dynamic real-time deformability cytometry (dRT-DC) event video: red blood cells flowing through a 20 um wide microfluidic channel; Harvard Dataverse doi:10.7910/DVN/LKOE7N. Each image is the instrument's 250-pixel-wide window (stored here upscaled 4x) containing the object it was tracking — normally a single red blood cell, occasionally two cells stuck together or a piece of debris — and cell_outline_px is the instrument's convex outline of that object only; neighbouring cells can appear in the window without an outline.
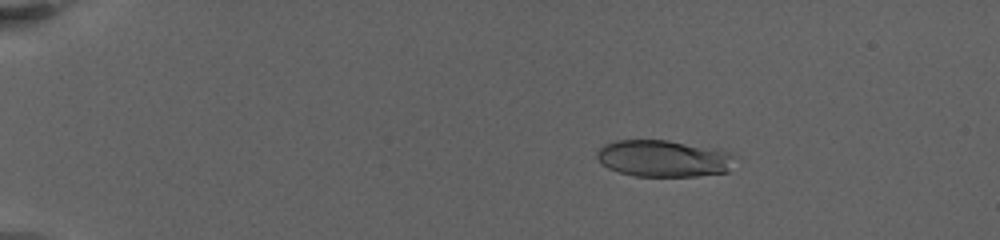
{"species": "human", "species_latin": "Homo sapiens", "temperature_condition": "warm", "stored_images_in_passage": 82, "camera_frame_rate_fps": 3000, "um_per_image_px": 0.085, "donor": {"sex": "female"}, "frame": {"image": 1, "passage_image": 7, "time_ms": 3.667, "image_size_px": [1000, 240], "cell_outline_px": [[740, 156], [728, 172], [696, 176], [636, 176], [620, 172], [608, 168], [596, 156], [596, 152], [604, 144], [616, 140], [668, 140], [720, 148]], "centroid_in_image_um": [56.52, 13.46], "position_along_channel_um": 28.5, "area_um2": 30.11}}
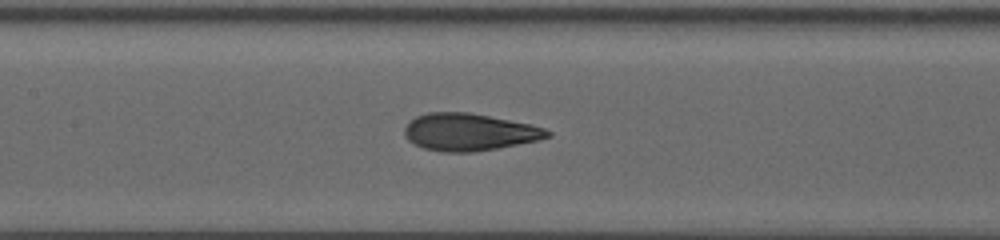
{"frame": {"image": 2, "passage_image": 36, "time_ms": 11.0, "image_size_px": [1000, 240], "cell_outline_px": [[552, 136], [540, 140], [496, 148], [472, 152], [444, 152], [424, 148], [408, 140], [404, 136], [404, 128], [416, 116], [428, 112], [468, 112], [532, 124], [544, 128], [552, 132]], "centroid_in_image_um": [39.91, 11.22], "position_along_channel_um": 167.5, "area_um2": 30.98}}
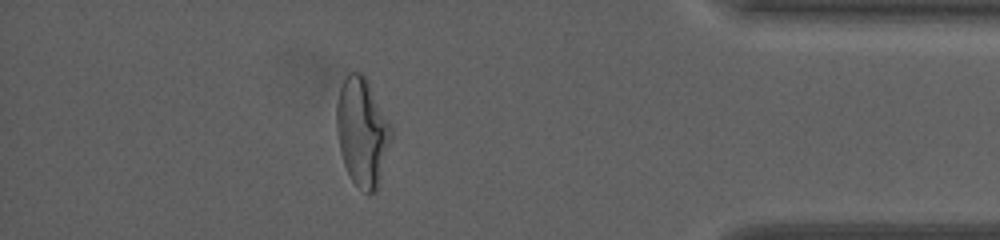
{"frame": {"image": 3, "passage_image": 71, "time_ms": 19.333, "image_size_px": [1000, 240], "cell_outline_px": [[392, 136], [376, 192], [368, 196], [352, 180], [344, 164], [340, 152], [336, 128], [336, 104], [340, 88], [348, 72], [360, 72], [368, 80], [392, 128]], "centroid_in_image_um": [30.78, 11.21], "position_along_channel_um": 404.4, "area_um2": 34.39}, "authors_computed_cell_mechanics": {"area_um2": 30.8652, "velocity_mm_per_s": 3.2132, "shape_relaxation_time_tau1_ms": 5.9059, "shape_relaxation_time_tau2_ms": 1.1662, "deformation_change_tau1": 0.2295, "deformation_change_tau2": 0.0844}}